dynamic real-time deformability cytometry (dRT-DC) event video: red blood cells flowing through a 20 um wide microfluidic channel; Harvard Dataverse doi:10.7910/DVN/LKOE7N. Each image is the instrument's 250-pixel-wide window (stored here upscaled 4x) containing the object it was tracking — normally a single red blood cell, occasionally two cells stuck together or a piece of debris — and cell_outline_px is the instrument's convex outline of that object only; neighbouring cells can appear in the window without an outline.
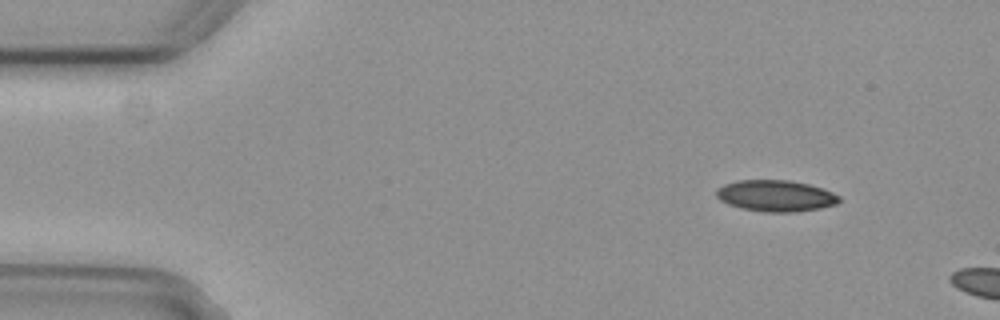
{"species": "common noctule bat (a hibernating species)", "species_latin": "Nyctalus noctula", "temperature_condition": "cold", "stored_images_in_passage": 2, "camera_frame_rate_fps": 3000, "um_per_image_px": 0.085, "animal": {"sex": "female", "body_mass_g": 29.2, "forearm_length_mm": 56.3}, "frame": {"image": 1, "passage_image": 1, "time_ms": 0.0, "image_size_px": [1000, 320], "cell_outline_px": [[840, 200], [836, 204], [820, 208], [792, 212], [764, 212], [744, 208], [728, 204], [720, 200], [716, 196], [716, 188], [724, 184], [736, 180], [788, 180], [808, 184], [832, 192], [840, 196]], "centroid_in_image_um": [65.91, 16.64], "position_along_channel_um": 19.1, "area_um2": 22.31}}